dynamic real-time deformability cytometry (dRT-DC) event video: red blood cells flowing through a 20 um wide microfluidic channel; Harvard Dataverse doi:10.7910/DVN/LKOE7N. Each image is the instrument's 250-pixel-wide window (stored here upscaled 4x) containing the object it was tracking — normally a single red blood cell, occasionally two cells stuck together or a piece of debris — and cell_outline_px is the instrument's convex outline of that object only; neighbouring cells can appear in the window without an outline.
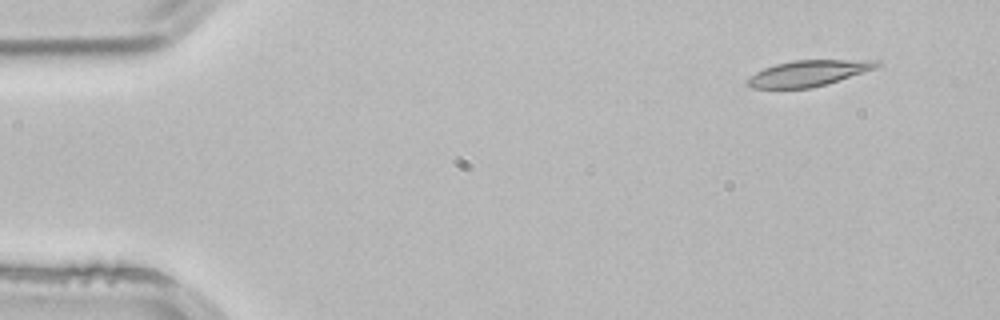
{"species": "common noctule bat (a hibernating species)", "species_latin": "Nyctalus noctula", "temperature_condition": "room temperature", "stored_images_in_passage": 3, "camera_frame_rate_fps": 3000, "um_per_image_px": 0.085, "animal": {"sex": "male", "body_mass_g": 21.5, "forearm_length_mm": 52.0}, "frame": {"image": 1, "passage_image": 1, "time_ms": 0.0, "image_size_px": [1000, 320], "cell_outline_px": [[880, 64], [876, 68], [824, 84], [808, 88], [752, 88], [744, 84], [744, 80], [756, 72], [764, 68], [776, 64], [792, 60], [880, 60]], "centroid_in_image_um": [68.64, 6.22], "position_along_channel_um": 16.4, "area_um2": 19.31}}
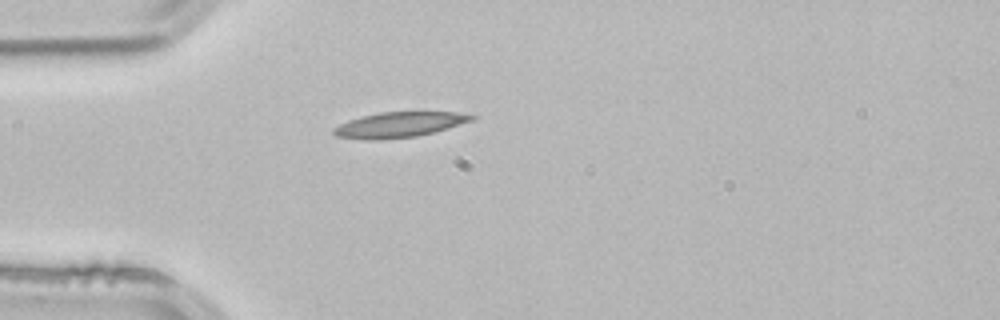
{"frame": {"image": 2, "passage_image": 3, "time_ms": 0.667, "image_size_px": [1000, 320], "cell_outline_px": [[476, 116], [472, 120], [432, 132], [416, 136], [372, 140], [336, 136], [332, 132], [332, 128], [348, 120], [360, 116], [380, 112], [416, 108], [420, 108], [456, 112]], "centroid_in_image_um": [33.95, 10.52], "position_along_channel_um": 51.1, "area_um2": 21.1}}